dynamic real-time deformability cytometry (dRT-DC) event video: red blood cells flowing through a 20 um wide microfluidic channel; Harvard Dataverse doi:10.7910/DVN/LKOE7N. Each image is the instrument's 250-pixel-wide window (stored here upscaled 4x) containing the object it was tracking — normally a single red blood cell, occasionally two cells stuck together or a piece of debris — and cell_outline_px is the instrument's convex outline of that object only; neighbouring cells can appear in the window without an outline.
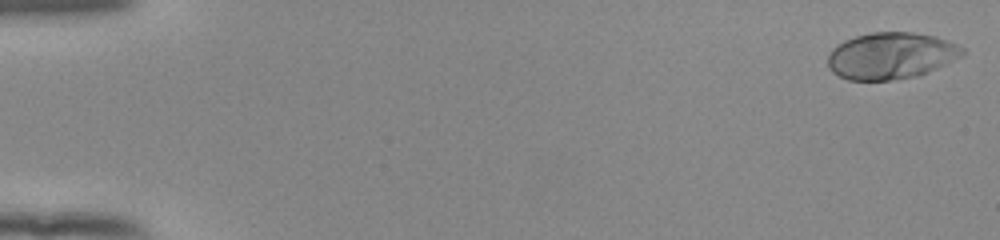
{"species": "human", "species_latin": "Homo sapiens", "temperature_condition": "room temperature", "stored_images_in_passage": 54, "camera_frame_rate_fps": 3000, "um_per_image_px": 0.085, "donor": {"sex": "female"}, "frame": {"image": 1, "passage_image": 1, "time_ms": 0.0, "image_size_px": [1000, 240], "cell_outline_px": [[964, 56], [920, 76], [888, 80], [848, 80], [832, 72], [828, 68], [828, 52], [836, 44], [844, 40], [856, 36], [872, 32], [912, 32], [936, 36], [956, 44], [964, 48]], "centroid_in_image_um": [75.73, 4.74], "position_along_channel_um": 9.3, "area_um2": 36.93}}
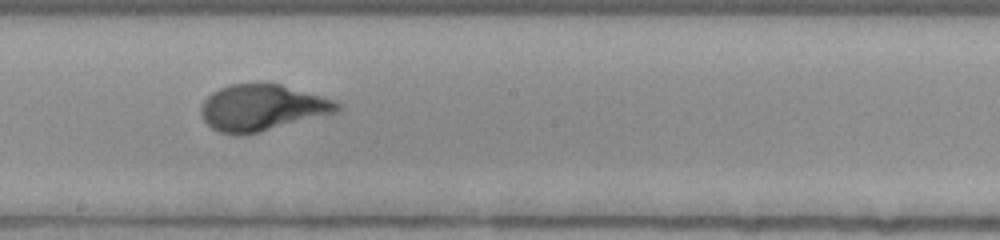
{"frame": {"image": 2, "passage_image": 31, "time_ms": 10.0, "image_size_px": [1000, 240], "cell_outline_px": [[344, 108], [340, 112], [260, 132], [236, 136], [220, 132], [212, 128], [204, 120], [200, 112], [200, 104], [212, 92], [228, 84], [260, 80], [280, 84], [336, 100], [344, 104]], "centroid_in_image_um": [22.32, 9.12], "position_along_channel_um": 225.9, "area_um2": 37.86}}
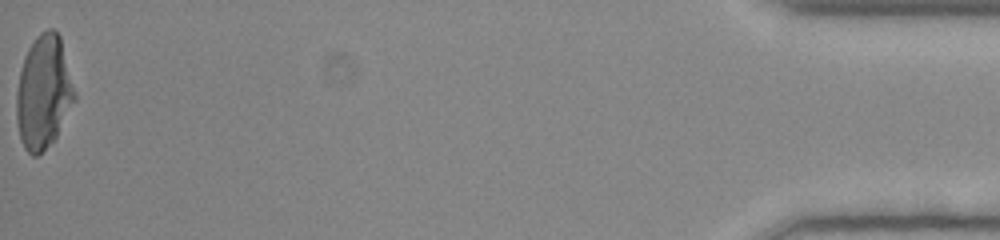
{"frame": {"image": 3, "passage_image": 54, "time_ms": 17.667, "image_size_px": [1000, 240], "cell_outline_px": [[76, 100], [56, 136], [36, 156], [32, 156], [24, 148], [20, 140], [16, 120], [16, 92], [20, 72], [24, 56], [28, 48], [36, 36], [40, 32], [48, 28], [52, 28], [60, 36], [76, 92]], "centroid_in_image_um": [3.7, 7.82], "position_along_channel_um": 431.5, "area_um2": 38.44}, "authors_computed_cell_mechanics": {"area_um2": 36.3562, "velocity_mm_per_s": 3.8644, "shape_relaxation_time_tau1_ms": 4.5076, "shape_relaxation_time_tau2_ms": null, "deformation_change_tau1": 0.229, "deformation_change_tau2": null}}